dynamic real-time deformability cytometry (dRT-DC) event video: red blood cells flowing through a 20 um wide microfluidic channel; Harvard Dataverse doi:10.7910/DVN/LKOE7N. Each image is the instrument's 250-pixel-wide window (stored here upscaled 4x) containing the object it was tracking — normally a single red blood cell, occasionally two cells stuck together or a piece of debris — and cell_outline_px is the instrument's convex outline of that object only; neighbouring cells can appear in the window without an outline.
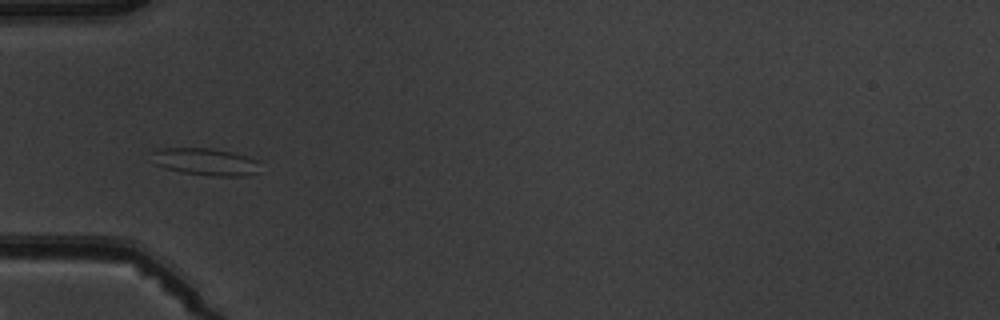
{"species": "common noctule bat (a hibernating species)", "species_latin": "Nyctalus noctula", "temperature_condition": "warm", "stored_images_in_passage": 6, "camera_frame_rate_fps": 3000, "um_per_image_px": 0.085, "animal": {"sex": "male", "body_mass_g": 19.5, "forearm_length_mm": 54.6}, "frame": {"image": 1, "passage_image": 5, "time_ms": 4.667, "image_size_px": [1000, 320], "cell_outline_px": [[256, 172], [244, 176], [216, 176], [180, 172], [164, 168], [156, 164], [148, 152], [160, 148], [212, 148], [232, 152], [248, 156], [256, 160]], "centroid_in_image_um": [17.37, 13.73], "position_along_channel_um": 67.6, "area_um2": 17.11}}
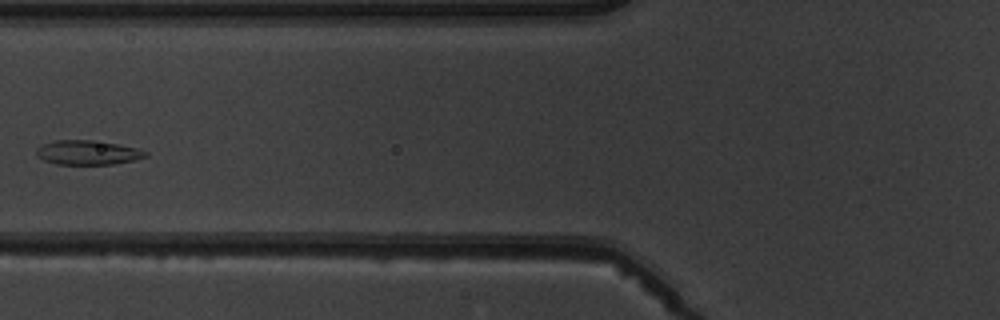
{"frame": {"image": 2, "passage_image": 6, "time_ms": 6.0, "image_size_px": [1000, 320], "cell_outline_px": [[148, 156], [132, 160], [112, 164], [56, 164], [44, 160], [36, 156], [36, 148], [44, 144], [56, 140], [92, 140], [116, 144], [136, 148], [148, 152]], "centroid_in_image_um": [7.42, 12.97], "position_along_channel_um": 118.4, "area_um2": 15.32}}